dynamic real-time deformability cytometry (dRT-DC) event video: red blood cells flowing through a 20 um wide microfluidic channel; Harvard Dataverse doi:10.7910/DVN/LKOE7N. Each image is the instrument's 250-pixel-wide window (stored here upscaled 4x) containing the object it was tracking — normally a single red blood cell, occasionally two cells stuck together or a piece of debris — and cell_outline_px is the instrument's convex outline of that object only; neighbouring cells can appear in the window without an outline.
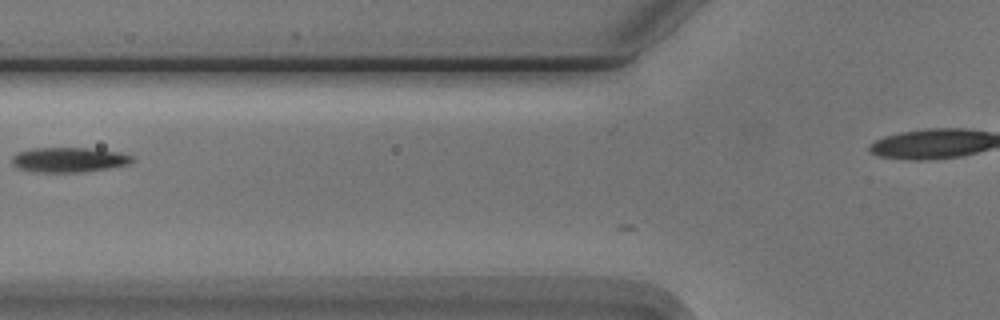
{"species": "Egyptian fruit bat (a non-hibernating species)", "species_latin": "Rousettus aegyptiacus", "temperature_condition": "cold", "stored_images_in_passage": 25, "camera_frame_rate_fps": 3000, "um_per_image_px": 0.085, "animal": {"sex": "male"}, "frame": {"image": 1, "passage_image": 4, "time_ms": 1.0, "image_size_px": [1000, 320], "cell_outline_px": [[136, 160], [128, 164], [108, 168], [80, 172], [36, 172], [16, 168], [12, 164], [12, 156], [16, 152], [32, 148], [88, 148], [120, 152], [132, 156]], "centroid_in_image_um": [5.82, 13.58], "position_along_channel_um": 120.0, "area_um2": 17.51}}
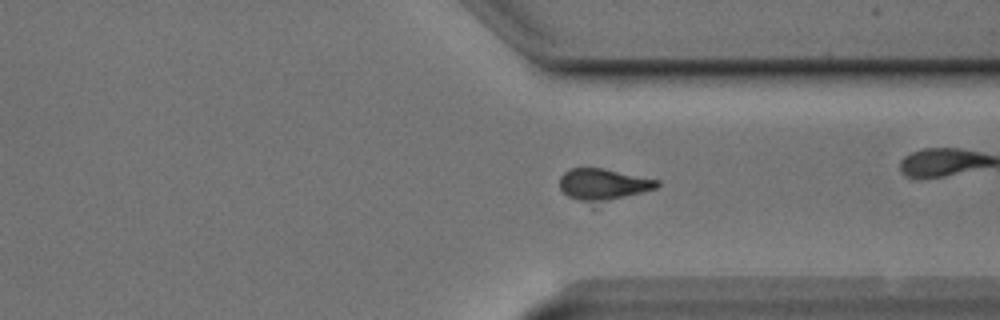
{"frame": {"image": 2, "passage_image": 21, "time_ms": 6.667, "image_size_px": [1000, 320], "cell_outline_px": [[660, 184], [656, 188], [592, 208], [568, 196], [560, 188], [560, 176], [564, 172], [572, 168], [604, 168], [660, 180]], "centroid_in_image_um": [51.27, 15.75], "position_along_channel_um": 360.1, "area_um2": 18.96}, "authors_computed_cell_mechanics": {"area_um2": 18.1492, "velocity_mm_per_s": 3.7449, "shape_relaxation_time_tau1_ms": null, "shape_relaxation_time_tau2_ms": 6.6517, "deformation_change_tau1": null, "deformation_change_tau2": 0.1135}}